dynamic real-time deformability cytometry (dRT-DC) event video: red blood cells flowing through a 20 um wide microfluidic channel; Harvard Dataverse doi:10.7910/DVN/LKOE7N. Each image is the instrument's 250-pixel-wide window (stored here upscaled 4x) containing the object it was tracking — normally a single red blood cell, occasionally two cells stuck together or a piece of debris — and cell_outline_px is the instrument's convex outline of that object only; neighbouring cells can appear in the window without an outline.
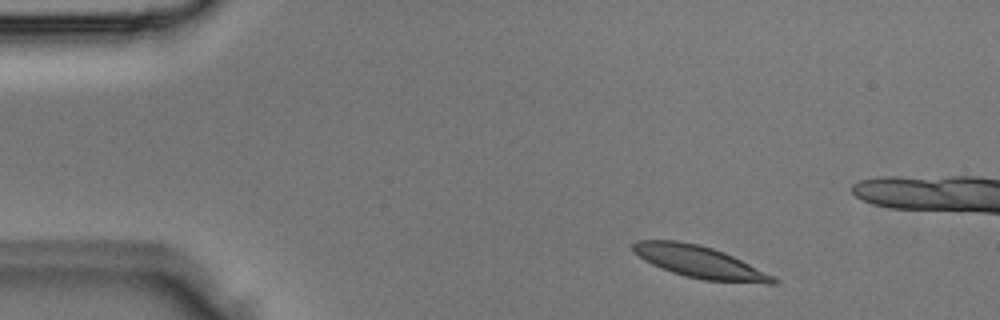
{"species": "Egyptian fruit bat (a non-hibernating species)", "species_latin": "Rousettus aegyptiacus", "temperature_condition": "room temperature", "stored_images_in_passage": 3, "camera_frame_rate_fps": 3000, "um_per_image_px": 0.085, "animal": {"sex": "male"}, "frame": {"image": 1, "passage_image": 1, "time_ms": 0.0, "image_size_px": [1000, 320], "cell_outline_px": [[780, 280], [776, 284], [768, 284], [704, 280], [672, 272], [652, 264], [644, 260], [632, 252], [632, 244], [636, 240], [676, 240], [700, 244], [724, 252]], "centroid_in_image_um": [59.42, 22.26], "position_along_channel_um": 25.6, "area_um2": 25.89}}